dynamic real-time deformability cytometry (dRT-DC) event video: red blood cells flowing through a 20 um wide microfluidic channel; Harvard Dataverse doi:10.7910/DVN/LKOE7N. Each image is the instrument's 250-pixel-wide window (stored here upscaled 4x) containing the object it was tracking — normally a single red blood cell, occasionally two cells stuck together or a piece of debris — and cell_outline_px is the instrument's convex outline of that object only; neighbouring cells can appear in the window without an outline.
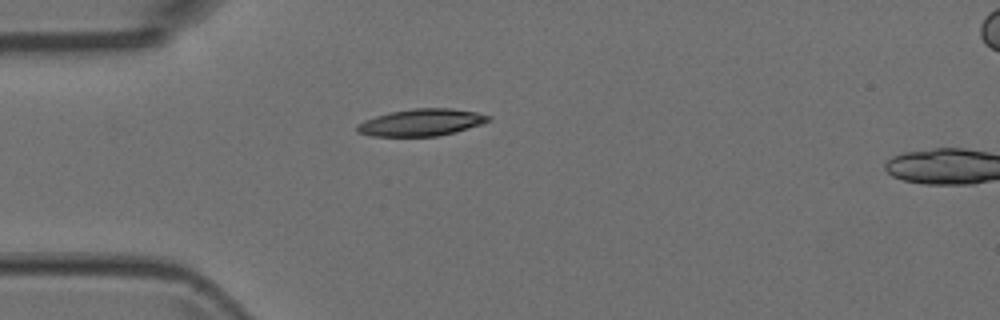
{"species": "Egyptian fruit bat (a non-hibernating species)", "species_latin": "Rousettus aegyptiacus", "temperature_condition": "room temperature", "stored_images_in_passage": 3, "camera_frame_rate_fps": 3000, "um_per_image_px": 0.085, "animal": {"sex": "female"}, "frame": {"image": 1, "passage_image": 3, "time_ms": 0.667, "image_size_px": [1000, 320], "cell_outline_px": [[492, 120], [480, 124], [452, 132], [436, 136], [372, 136], [356, 132], [356, 124], [364, 120], [376, 116], [392, 112], [412, 108], [452, 108], [476, 112], [492, 116]], "centroid_in_image_um": [35.79, 10.4], "position_along_channel_um": 49.2, "area_um2": 20.52}}